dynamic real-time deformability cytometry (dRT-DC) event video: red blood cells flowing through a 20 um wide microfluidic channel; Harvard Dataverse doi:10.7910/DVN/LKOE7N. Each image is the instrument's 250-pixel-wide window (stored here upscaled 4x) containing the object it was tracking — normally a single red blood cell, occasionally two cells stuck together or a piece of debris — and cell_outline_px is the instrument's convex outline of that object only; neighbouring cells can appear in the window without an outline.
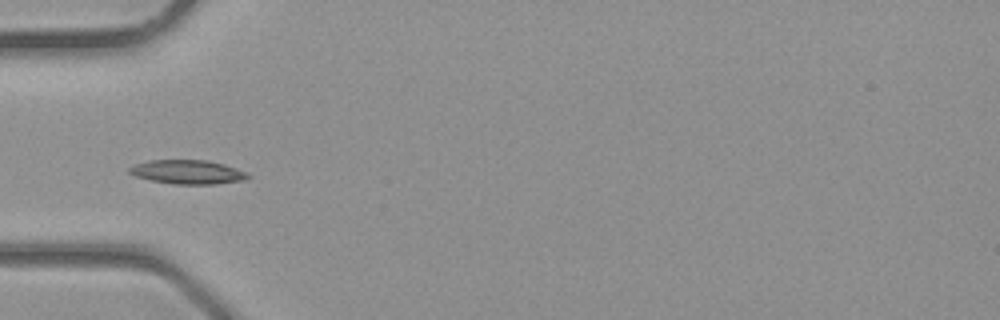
{"species": "common noctule bat (a hibernating species)", "species_latin": "Nyctalus noctula", "temperature_condition": "room temperature", "stored_images_in_passage": 10, "camera_frame_rate_fps": 3000, "um_per_image_px": 0.085, "animal": {"sex": "male", "body_mass_g": 23.1, "forearm_length_mm": 52.7}, "frame": {"image": 1, "passage_image": 4, "time_ms": 1.0, "image_size_px": [1000, 320], "cell_outline_px": [[252, 176], [244, 180], [216, 184], [176, 184], [152, 180], [136, 176], [128, 172], [128, 168], [136, 164], [148, 160], [208, 160], [224, 164], [236, 168]], "centroid_in_image_um": [15.96, 14.61], "position_along_channel_um": 69.0, "area_um2": 16.47}}
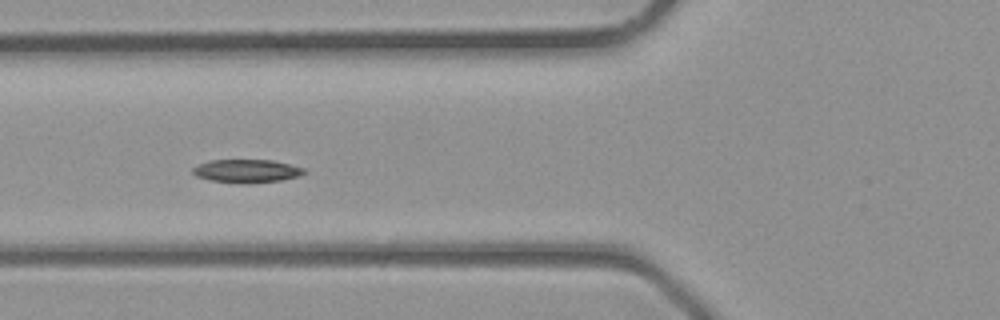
{"frame": {"image": 2, "passage_image": 6, "time_ms": 1.667, "image_size_px": [1000, 320], "cell_outline_px": [[308, 172], [296, 176], [280, 180], [212, 180], [196, 176], [192, 172], [192, 168], [208, 160], [272, 160], [304, 168]], "centroid_in_image_um": [20.96, 14.47], "position_along_channel_um": 104.8, "area_um2": 13.93}}